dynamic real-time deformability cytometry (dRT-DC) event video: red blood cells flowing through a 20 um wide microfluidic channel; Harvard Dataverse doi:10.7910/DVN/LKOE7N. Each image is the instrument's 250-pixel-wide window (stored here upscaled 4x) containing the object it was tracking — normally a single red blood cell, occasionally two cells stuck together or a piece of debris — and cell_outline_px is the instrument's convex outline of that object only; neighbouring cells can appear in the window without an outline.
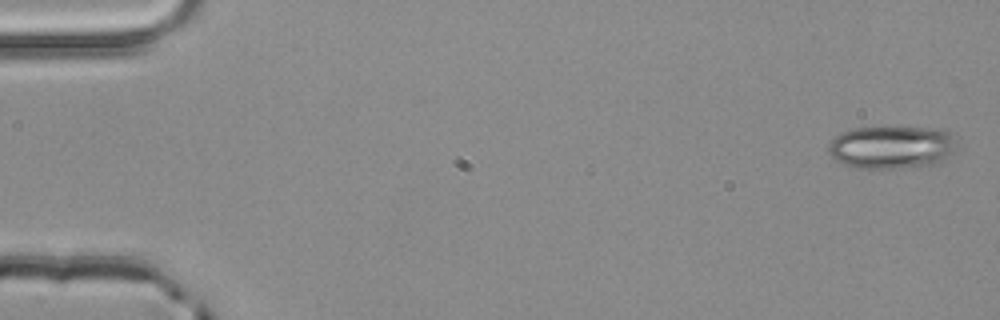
{"species": "common noctule bat (a hibernating species)", "species_latin": "Nyctalus noctula", "temperature_condition": "room temperature", "stored_images_in_passage": 4, "camera_frame_rate_fps": 3000, "um_per_image_px": 0.085, "animal": {"sex": "male", "body_mass_g": 20.4}, "frame": {"image": 1, "passage_image": 1, "time_ms": 0.0, "image_size_px": [1000, 320], "cell_outline_px": [[956, 148], [944, 160], [936, 164], [900, 168], [860, 168], [844, 164], [836, 160], [828, 152], [828, 144], [840, 132], [852, 128], [896, 124], [940, 128], [948, 132], [952, 136]], "centroid_in_image_um": [75.79, 12.45], "position_along_channel_um": 9.2, "area_um2": 33.18}}